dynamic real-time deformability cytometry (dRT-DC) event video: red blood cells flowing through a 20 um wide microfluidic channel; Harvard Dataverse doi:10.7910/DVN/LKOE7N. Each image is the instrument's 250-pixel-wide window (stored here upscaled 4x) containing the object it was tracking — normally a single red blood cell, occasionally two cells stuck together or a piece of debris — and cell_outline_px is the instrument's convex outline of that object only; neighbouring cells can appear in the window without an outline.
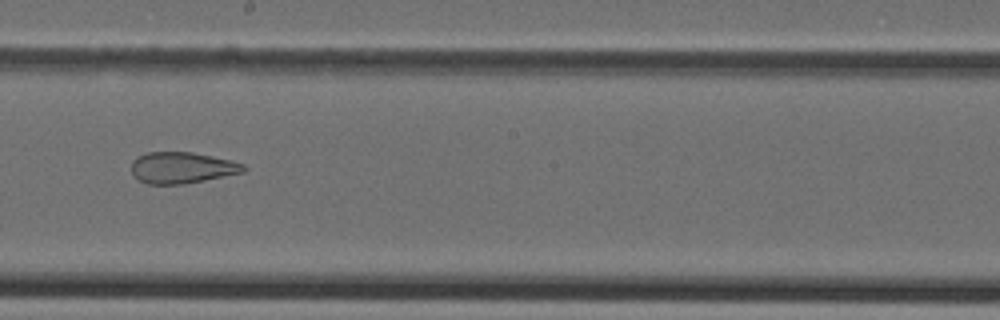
{"species": "Egyptian fruit bat (a non-hibernating species)", "species_latin": "Rousettus aegyptiacus", "temperature_condition": "cold", "stored_images_in_passage": 29, "camera_frame_rate_fps": 3000, "um_per_image_px": 0.085, "animal": {"sex": "female"}, "frame": {"image": 1, "passage_image": 13, "time_ms": 4.0, "image_size_px": [1000, 320], "cell_outline_px": [[248, 168], [244, 172], [184, 184], [148, 184], [140, 180], [132, 172], [132, 160], [136, 156], [148, 152], [192, 152], [232, 160], [244, 164]], "centroid_in_image_um": [15.49, 14.24], "position_along_channel_um": 232.7, "area_um2": 20.46}}
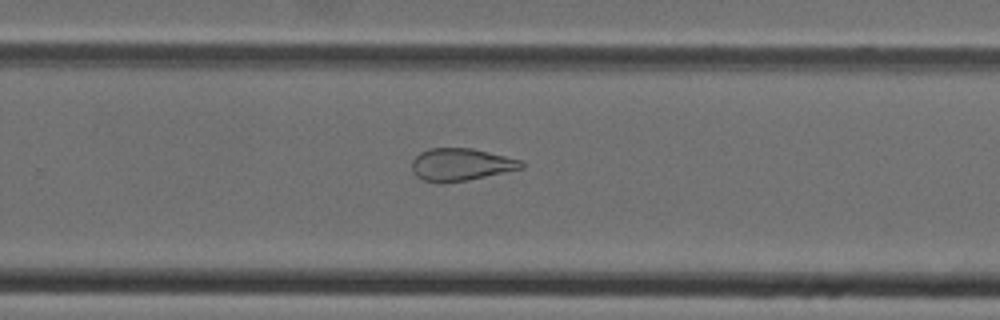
{"frame": {"image": 2, "passage_image": 17, "time_ms": 5.333, "image_size_px": [1000, 320], "cell_outline_px": [[524, 168], [468, 180], [444, 184], [440, 184], [420, 180], [412, 172], [412, 160], [420, 152], [428, 148], [472, 148], [524, 160]], "centroid_in_image_um": [39.16, 14.0], "position_along_channel_um": 290.6, "area_um2": 21.15}}
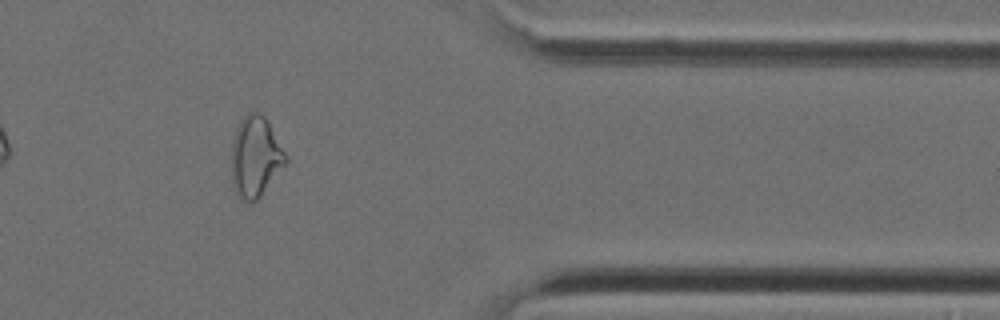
{"frame": {"image": 3, "passage_image": 25, "time_ms": 8.0, "image_size_px": [1000, 320], "cell_outline_px": [[288, 160], [260, 196], [252, 204], [248, 204], [240, 200], [232, 184], [232, 140], [236, 128], [240, 120], [248, 112], [256, 112], [264, 116], [268, 120]], "centroid_in_image_um": [21.68, 13.34], "position_along_channel_um": 389.7, "area_um2": 25.37}}